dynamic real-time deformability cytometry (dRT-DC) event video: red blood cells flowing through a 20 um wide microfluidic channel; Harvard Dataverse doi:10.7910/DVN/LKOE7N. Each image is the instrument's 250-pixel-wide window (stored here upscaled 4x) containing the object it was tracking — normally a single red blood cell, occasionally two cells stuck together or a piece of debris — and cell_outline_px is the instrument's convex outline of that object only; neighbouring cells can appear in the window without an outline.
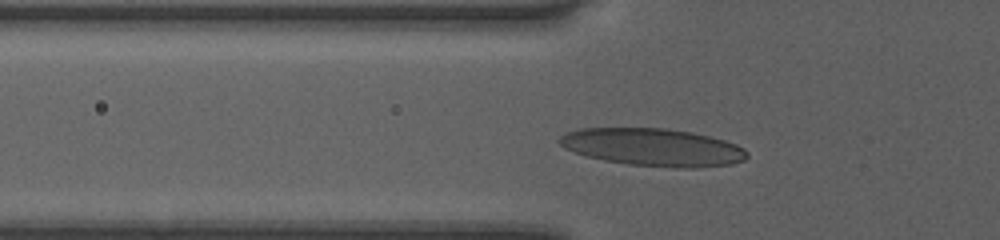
{"species": "human", "species_latin": "Homo sapiens", "temperature_condition": "room temperature", "stored_images_in_passage": 30, "camera_frame_rate_fps": 3000, "um_per_image_px": 0.085, "donor": {"sex": "female"}, "frame": {"image": 1, "passage_image": 2, "time_ms": 0.333, "image_size_px": [1000, 240], "cell_outline_px": [[748, 156], [744, 160], [732, 164], [696, 168], [680, 168], [628, 164], [604, 160], [588, 156], [564, 148], [556, 140], [560, 136], [568, 132], [580, 128], [664, 128], [692, 132], [724, 140], [736, 144], [744, 148], [748, 152]], "centroid_in_image_um": [55.52, 12.51], "position_along_channel_um": 70.3, "area_um2": 41.1}}
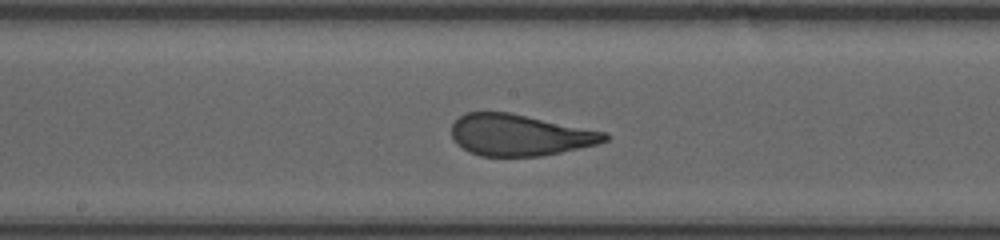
{"frame": {"image": 2, "passage_image": 12, "time_ms": 3.667, "image_size_px": [1000, 240], "cell_outline_px": [[608, 140], [596, 144], [580, 148], [540, 156], [480, 156], [468, 152], [456, 144], [452, 136], [452, 124], [464, 112], [508, 112], [608, 132]], "centroid_in_image_um": [44.16, 11.48], "position_along_channel_um": 204.0, "area_um2": 36.99}}
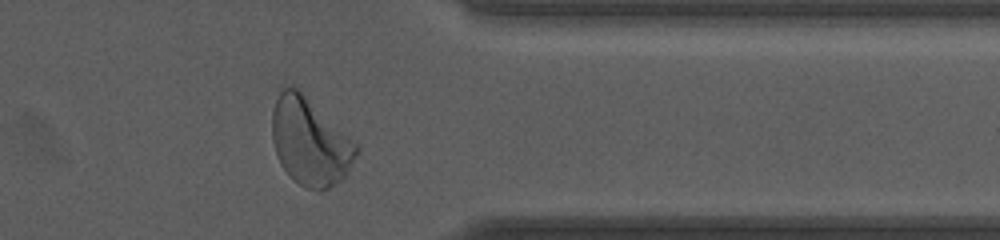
{"frame": {"image": 3, "passage_image": 26, "time_ms": 8.333, "image_size_px": [1000, 240], "cell_outline_px": [[360, 148], [348, 172], [340, 180], [328, 188], [320, 192], [304, 188], [280, 164], [272, 140], [272, 112], [276, 100], [280, 92], [284, 88], [296, 88], [352, 140]], "centroid_in_image_um": [26.34, 12.1], "position_along_channel_um": 385.1, "area_um2": 41.73}, "authors_computed_cell_mechanics": {"area_um2": 37.9746, "velocity_mm_per_s": 4.0251, "shape_relaxation_time_tau1_ms": 3.408, "shape_relaxation_time_tau2_ms": null, "deformation_change_tau1": 0.166, "deformation_change_tau2": null}}